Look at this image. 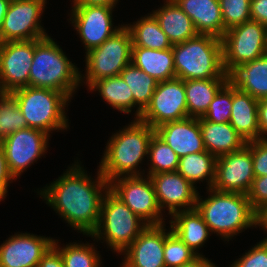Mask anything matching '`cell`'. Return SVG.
Here are the masks:
<instances>
[{"label":"cell","mask_w":267,"mask_h":267,"mask_svg":"<svg viewBox=\"0 0 267 267\" xmlns=\"http://www.w3.org/2000/svg\"><path fill=\"white\" fill-rule=\"evenodd\" d=\"M80 164L81 161H75L60 177L37 193L73 230L89 237L97 229L109 182L99 168L94 180Z\"/></svg>","instance_id":"obj_1"},{"label":"cell","mask_w":267,"mask_h":267,"mask_svg":"<svg viewBox=\"0 0 267 267\" xmlns=\"http://www.w3.org/2000/svg\"><path fill=\"white\" fill-rule=\"evenodd\" d=\"M209 195L203 200L197 196L195 209L202 216L211 233L224 241L244 229L262 226V217L252 208L248 196L237 192H221L208 188Z\"/></svg>","instance_id":"obj_2"},{"label":"cell","mask_w":267,"mask_h":267,"mask_svg":"<svg viewBox=\"0 0 267 267\" xmlns=\"http://www.w3.org/2000/svg\"><path fill=\"white\" fill-rule=\"evenodd\" d=\"M124 127L109 137L99 162V170L108 182L122 176L145 174L138 167L148 157L149 142L155 129L139 119H134Z\"/></svg>","instance_id":"obj_3"},{"label":"cell","mask_w":267,"mask_h":267,"mask_svg":"<svg viewBox=\"0 0 267 267\" xmlns=\"http://www.w3.org/2000/svg\"><path fill=\"white\" fill-rule=\"evenodd\" d=\"M80 83L79 68L50 36L34 40L29 86L57 90L70 99Z\"/></svg>","instance_id":"obj_4"},{"label":"cell","mask_w":267,"mask_h":267,"mask_svg":"<svg viewBox=\"0 0 267 267\" xmlns=\"http://www.w3.org/2000/svg\"><path fill=\"white\" fill-rule=\"evenodd\" d=\"M176 78L182 80L229 78L224 71L222 40L209 34H198L172 45Z\"/></svg>","instance_id":"obj_5"},{"label":"cell","mask_w":267,"mask_h":267,"mask_svg":"<svg viewBox=\"0 0 267 267\" xmlns=\"http://www.w3.org/2000/svg\"><path fill=\"white\" fill-rule=\"evenodd\" d=\"M17 102L27 126L47 134L69 127L65 108L71 99L63 92L27 86L9 93Z\"/></svg>","instance_id":"obj_6"},{"label":"cell","mask_w":267,"mask_h":267,"mask_svg":"<svg viewBox=\"0 0 267 267\" xmlns=\"http://www.w3.org/2000/svg\"><path fill=\"white\" fill-rule=\"evenodd\" d=\"M132 210L110 189L105 193L97 229L91 238L106 243L114 252L121 254L147 227Z\"/></svg>","instance_id":"obj_7"},{"label":"cell","mask_w":267,"mask_h":267,"mask_svg":"<svg viewBox=\"0 0 267 267\" xmlns=\"http://www.w3.org/2000/svg\"><path fill=\"white\" fill-rule=\"evenodd\" d=\"M132 38L123 26L103 44L85 52V76L80 71V83L89 88L95 81L119 76L132 61ZM85 80V81H84Z\"/></svg>","instance_id":"obj_8"},{"label":"cell","mask_w":267,"mask_h":267,"mask_svg":"<svg viewBox=\"0 0 267 267\" xmlns=\"http://www.w3.org/2000/svg\"><path fill=\"white\" fill-rule=\"evenodd\" d=\"M221 40L223 67L229 75L239 65L267 53V26L249 20L227 30Z\"/></svg>","instance_id":"obj_9"},{"label":"cell","mask_w":267,"mask_h":267,"mask_svg":"<svg viewBox=\"0 0 267 267\" xmlns=\"http://www.w3.org/2000/svg\"><path fill=\"white\" fill-rule=\"evenodd\" d=\"M145 176L115 178L109 182V189L147 225L164 224L154 185L151 178Z\"/></svg>","instance_id":"obj_10"},{"label":"cell","mask_w":267,"mask_h":267,"mask_svg":"<svg viewBox=\"0 0 267 267\" xmlns=\"http://www.w3.org/2000/svg\"><path fill=\"white\" fill-rule=\"evenodd\" d=\"M46 3L47 0H11L0 31V43L49 36L41 26Z\"/></svg>","instance_id":"obj_11"},{"label":"cell","mask_w":267,"mask_h":267,"mask_svg":"<svg viewBox=\"0 0 267 267\" xmlns=\"http://www.w3.org/2000/svg\"><path fill=\"white\" fill-rule=\"evenodd\" d=\"M187 117L184 80L173 78L158 83L150 103L142 111L138 119L155 129L167 122Z\"/></svg>","instance_id":"obj_12"},{"label":"cell","mask_w":267,"mask_h":267,"mask_svg":"<svg viewBox=\"0 0 267 267\" xmlns=\"http://www.w3.org/2000/svg\"><path fill=\"white\" fill-rule=\"evenodd\" d=\"M50 136L40 129L27 127L1 139L0 145L14 179L47 153Z\"/></svg>","instance_id":"obj_13"},{"label":"cell","mask_w":267,"mask_h":267,"mask_svg":"<svg viewBox=\"0 0 267 267\" xmlns=\"http://www.w3.org/2000/svg\"><path fill=\"white\" fill-rule=\"evenodd\" d=\"M114 8L104 5L72 6L70 21L80 36L86 52L103 44L123 26L113 25Z\"/></svg>","instance_id":"obj_14"},{"label":"cell","mask_w":267,"mask_h":267,"mask_svg":"<svg viewBox=\"0 0 267 267\" xmlns=\"http://www.w3.org/2000/svg\"><path fill=\"white\" fill-rule=\"evenodd\" d=\"M254 178L251 142H247L242 149L217 158L212 188L247 195Z\"/></svg>","instance_id":"obj_15"},{"label":"cell","mask_w":267,"mask_h":267,"mask_svg":"<svg viewBox=\"0 0 267 267\" xmlns=\"http://www.w3.org/2000/svg\"><path fill=\"white\" fill-rule=\"evenodd\" d=\"M34 40L0 43V88L2 93L29 86Z\"/></svg>","instance_id":"obj_16"},{"label":"cell","mask_w":267,"mask_h":267,"mask_svg":"<svg viewBox=\"0 0 267 267\" xmlns=\"http://www.w3.org/2000/svg\"><path fill=\"white\" fill-rule=\"evenodd\" d=\"M154 185L158 205L168 215L195 209L198 190L181 174L176 172L147 175ZM164 209V210H163Z\"/></svg>","instance_id":"obj_17"},{"label":"cell","mask_w":267,"mask_h":267,"mask_svg":"<svg viewBox=\"0 0 267 267\" xmlns=\"http://www.w3.org/2000/svg\"><path fill=\"white\" fill-rule=\"evenodd\" d=\"M54 239L31 233H15L0 245V267H37Z\"/></svg>","instance_id":"obj_18"},{"label":"cell","mask_w":267,"mask_h":267,"mask_svg":"<svg viewBox=\"0 0 267 267\" xmlns=\"http://www.w3.org/2000/svg\"><path fill=\"white\" fill-rule=\"evenodd\" d=\"M165 226L148 225L120 254L124 255L121 267H165Z\"/></svg>","instance_id":"obj_19"},{"label":"cell","mask_w":267,"mask_h":267,"mask_svg":"<svg viewBox=\"0 0 267 267\" xmlns=\"http://www.w3.org/2000/svg\"><path fill=\"white\" fill-rule=\"evenodd\" d=\"M155 134L168 144L179 157L206 151L200 118L187 117L167 122L155 128Z\"/></svg>","instance_id":"obj_20"},{"label":"cell","mask_w":267,"mask_h":267,"mask_svg":"<svg viewBox=\"0 0 267 267\" xmlns=\"http://www.w3.org/2000/svg\"><path fill=\"white\" fill-rule=\"evenodd\" d=\"M258 100L232 84V108L229 123L245 140H261L258 126Z\"/></svg>","instance_id":"obj_21"},{"label":"cell","mask_w":267,"mask_h":267,"mask_svg":"<svg viewBox=\"0 0 267 267\" xmlns=\"http://www.w3.org/2000/svg\"><path fill=\"white\" fill-rule=\"evenodd\" d=\"M193 21L198 34L223 37V18L219 0H174Z\"/></svg>","instance_id":"obj_22"},{"label":"cell","mask_w":267,"mask_h":267,"mask_svg":"<svg viewBox=\"0 0 267 267\" xmlns=\"http://www.w3.org/2000/svg\"><path fill=\"white\" fill-rule=\"evenodd\" d=\"M160 24L172 45L183 43L198 35L193 21L174 1H164L157 10L150 12Z\"/></svg>","instance_id":"obj_23"},{"label":"cell","mask_w":267,"mask_h":267,"mask_svg":"<svg viewBox=\"0 0 267 267\" xmlns=\"http://www.w3.org/2000/svg\"><path fill=\"white\" fill-rule=\"evenodd\" d=\"M204 146L216 158L242 149L246 142L228 123H213L200 118Z\"/></svg>","instance_id":"obj_24"},{"label":"cell","mask_w":267,"mask_h":267,"mask_svg":"<svg viewBox=\"0 0 267 267\" xmlns=\"http://www.w3.org/2000/svg\"><path fill=\"white\" fill-rule=\"evenodd\" d=\"M229 81L257 100L267 97V53L236 67L229 74Z\"/></svg>","instance_id":"obj_25"},{"label":"cell","mask_w":267,"mask_h":267,"mask_svg":"<svg viewBox=\"0 0 267 267\" xmlns=\"http://www.w3.org/2000/svg\"><path fill=\"white\" fill-rule=\"evenodd\" d=\"M172 217V218H171ZM172 231L198 256L211 231L196 209L179 211L170 216Z\"/></svg>","instance_id":"obj_26"},{"label":"cell","mask_w":267,"mask_h":267,"mask_svg":"<svg viewBox=\"0 0 267 267\" xmlns=\"http://www.w3.org/2000/svg\"><path fill=\"white\" fill-rule=\"evenodd\" d=\"M131 63L159 82L176 78L172 48L155 50L132 47Z\"/></svg>","instance_id":"obj_27"},{"label":"cell","mask_w":267,"mask_h":267,"mask_svg":"<svg viewBox=\"0 0 267 267\" xmlns=\"http://www.w3.org/2000/svg\"><path fill=\"white\" fill-rule=\"evenodd\" d=\"M229 81V78H211L185 80L188 117L201 118L207 112L217 92Z\"/></svg>","instance_id":"obj_28"},{"label":"cell","mask_w":267,"mask_h":267,"mask_svg":"<svg viewBox=\"0 0 267 267\" xmlns=\"http://www.w3.org/2000/svg\"><path fill=\"white\" fill-rule=\"evenodd\" d=\"M130 31L132 47L150 48L155 50H165L172 48V44L167 35L161 30L160 24L154 15L140 17L133 24H125Z\"/></svg>","instance_id":"obj_29"},{"label":"cell","mask_w":267,"mask_h":267,"mask_svg":"<svg viewBox=\"0 0 267 267\" xmlns=\"http://www.w3.org/2000/svg\"><path fill=\"white\" fill-rule=\"evenodd\" d=\"M216 160L217 158L207 151L187 154L180 157L177 172L194 187H197L196 183L206 180V188H212L215 180Z\"/></svg>","instance_id":"obj_30"},{"label":"cell","mask_w":267,"mask_h":267,"mask_svg":"<svg viewBox=\"0 0 267 267\" xmlns=\"http://www.w3.org/2000/svg\"><path fill=\"white\" fill-rule=\"evenodd\" d=\"M120 76L128 84L133 94V109L137 107L134 119H138L142 111L150 103L159 81L136 67L133 63L128 64L120 72Z\"/></svg>","instance_id":"obj_31"},{"label":"cell","mask_w":267,"mask_h":267,"mask_svg":"<svg viewBox=\"0 0 267 267\" xmlns=\"http://www.w3.org/2000/svg\"><path fill=\"white\" fill-rule=\"evenodd\" d=\"M88 89L92 92L98 91L102 99L115 110L125 114L131 113L133 94L120 75L97 80Z\"/></svg>","instance_id":"obj_32"},{"label":"cell","mask_w":267,"mask_h":267,"mask_svg":"<svg viewBox=\"0 0 267 267\" xmlns=\"http://www.w3.org/2000/svg\"><path fill=\"white\" fill-rule=\"evenodd\" d=\"M58 241L54 239L53 246L60 252L64 267H102L101 255L94 244L70 242L60 247Z\"/></svg>","instance_id":"obj_33"},{"label":"cell","mask_w":267,"mask_h":267,"mask_svg":"<svg viewBox=\"0 0 267 267\" xmlns=\"http://www.w3.org/2000/svg\"><path fill=\"white\" fill-rule=\"evenodd\" d=\"M148 158L150 166L147 175L176 172L178 170L180 157L155 133L149 142Z\"/></svg>","instance_id":"obj_34"},{"label":"cell","mask_w":267,"mask_h":267,"mask_svg":"<svg viewBox=\"0 0 267 267\" xmlns=\"http://www.w3.org/2000/svg\"><path fill=\"white\" fill-rule=\"evenodd\" d=\"M25 117L16 100L9 94L0 95V141L20 129L27 128Z\"/></svg>","instance_id":"obj_35"},{"label":"cell","mask_w":267,"mask_h":267,"mask_svg":"<svg viewBox=\"0 0 267 267\" xmlns=\"http://www.w3.org/2000/svg\"><path fill=\"white\" fill-rule=\"evenodd\" d=\"M168 230L165 228V267H181L198 257V255L172 231L171 226Z\"/></svg>","instance_id":"obj_36"},{"label":"cell","mask_w":267,"mask_h":267,"mask_svg":"<svg viewBox=\"0 0 267 267\" xmlns=\"http://www.w3.org/2000/svg\"><path fill=\"white\" fill-rule=\"evenodd\" d=\"M232 108V83L228 81L215 95L205 115L206 121L228 123Z\"/></svg>","instance_id":"obj_37"},{"label":"cell","mask_w":267,"mask_h":267,"mask_svg":"<svg viewBox=\"0 0 267 267\" xmlns=\"http://www.w3.org/2000/svg\"><path fill=\"white\" fill-rule=\"evenodd\" d=\"M250 2L251 0H219L223 18V36L227 30L251 20Z\"/></svg>","instance_id":"obj_38"},{"label":"cell","mask_w":267,"mask_h":267,"mask_svg":"<svg viewBox=\"0 0 267 267\" xmlns=\"http://www.w3.org/2000/svg\"><path fill=\"white\" fill-rule=\"evenodd\" d=\"M230 267H267V237L235 260Z\"/></svg>","instance_id":"obj_39"},{"label":"cell","mask_w":267,"mask_h":267,"mask_svg":"<svg viewBox=\"0 0 267 267\" xmlns=\"http://www.w3.org/2000/svg\"><path fill=\"white\" fill-rule=\"evenodd\" d=\"M247 196L252 208L263 217L267 213V176L255 177Z\"/></svg>","instance_id":"obj_40"},{"label":"cell","mask_w":267,"mask_h":267,"mask_svg":"<svg viewBox=\"0 0 267 267\" xmlns=\"http://www.w3.org/2000/svg\"><path fill=\"white\" fill-rule=\"evenodd\" d=\"M255 177L267 176V139L251 141Z\"/></svg>","instance_id":"obj_41"},{"label":"cell","mask_w":267,"mask_h":267,"mask_svg":"<svg viewBox=\"0 0 267 267\" xmlns=\"http://www.w3.org/2000/svg\"><path fill=\"white\" fill-rule=\"evenodd\" d=\"M13 180L15 179L8 169L5 153L0 145V201L6 198L9 183H12Z\"/></svg>","instance_id":"obj_42"},{"label":"cell","mask_w":267,"mask_h":267,"mask_svg":"<svg viewBox=\"0 0 267 267\" xmlns=\"http://www.w3.org/2000/svg\"><path fill=\"white\" fill-rule=\"evenodd\" d=\"M250 16L251 20L267 26V0H251Z\"/></svg>","instance_id":"obj_43"},{"label":"cell","mask_w":267,"mask_h":267,"mask_svg":"<svg viewBox=\"0 0 267 267\" xmlns=\"http://www.w3.org/2000/svg\"><path fill=\"white\" fill-rule=\"evenodd\" d=\"M37 267H64L60 252L52 245L42 256Z\"/></svg>","instance_id":"obj_44"},{"label":"cell","mask_w":267,"mask_h":267,"mask_svg":"<svg viewBox=\"0 0 267 267\" xmlns=\"http://www.w3.org/2000/svg\"><path fill=\"white\" fill-rule=\"evenodd\" d=\"M257 115L261 139H267V97L258 100Z\"/></svg>","instance_id":"obj_45"},{"label":"cell","mask_w":267,"mask_h":267,"mask_svg":"<svg viewBox=\"0 0 267 267\" xmlns=\"http://www.w3.org/2000/svg\"><path fill=\"white\" fill-rule=\"evenodd\" d=\"M119 0H73V6L104 5L116 7Z\"/></svg>","instance_id":"obj_46"},{"label":"cell","mask_w":267,"mask_h":267,"mask_svg":"<svg viewBox=\"0 0 267 267\" xmlns=\"http://www.w3.org/2000/svg\"><path fill=\"white\" fill-rule=\"evenodd\" d=\"M181 267H216L211 260L207 259L205 256H198L192 262L182 265Z\"/></svg>","instance_id":"obj_47"},{"label":"cell","mask_w":267,"mask_h":267,"mask_svg":"<svg viewBox=\"0 0 267 267\" xmlns=\"http://www.w3.org/2000/svg\"><path fill=\"white\" fill-rule=\"evenodd\" d=\"M11 0H0V31Z\"/></svg>","instance_id":"obj_48"},{"label":"cell","mask_w":267,"mask_h":267,"mask_svg":"<svg viewBox=\"0 0 267 267\" xmlns=\"http://www.w3.org/2000/svg\"><path fill=\"white\" fill-rule=\"evenodd\" d=\"M261 227L267 233V213L262 217V226Z\"/></svg>","instance_id":"obj_49"}]
</instances>
